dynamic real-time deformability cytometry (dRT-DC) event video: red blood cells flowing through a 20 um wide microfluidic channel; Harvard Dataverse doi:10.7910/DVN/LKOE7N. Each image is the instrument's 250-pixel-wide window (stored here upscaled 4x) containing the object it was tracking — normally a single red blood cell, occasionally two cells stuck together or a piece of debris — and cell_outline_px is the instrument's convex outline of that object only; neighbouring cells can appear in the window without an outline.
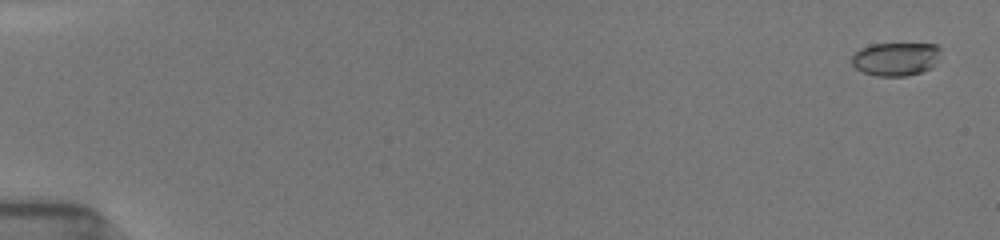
{"species": "common noctule bat (a hibernating species)", "species_latin": "Nyctalus noctula", "temperature_condition": "room temperature", "stored_images_in_passage": 69, "camera_frame_rate_fps": 3000, "um_per_image_px": 0.085, "animal": {"sex": "female", "body_mass_g": 19.5, "forearm_length_mm": 54.1}, "frame": {"image": 1, "passage_image": 1, "time_ms": 0.0, "image_size_px": [1000, 240], "cell_outline_px": [[940, 48], [932, 68], [908, 76], [876, 76], [864, 72], [856, 68], [852, 64], [852, 56], [860, 48], [872, 44], [936, 44]], "centroid_in_image_um": [76.11, 5.02], "position_along_channel_um": 8.9, "area_um2": 17.11}}
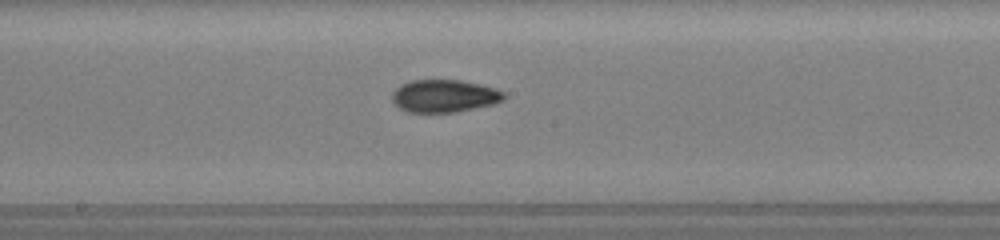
{"frame": {"image": 2, "passage_image": 41, "time_ms": 9.333, "image_size_px": [1000, 240], "cell_outline_px": [[508, 96], [504, 100], [492, 104], [456, 112], [408, 112], [400, 108], [392, 100], [392, 92], [400, 84], [412, 80], [460, 80], [480, 84], [496, 88], [504, 92]], "centroid_in_image_um": [37.78, 8.15], "position_along_channel_um": 210.4, "area_um2": 21.33}}
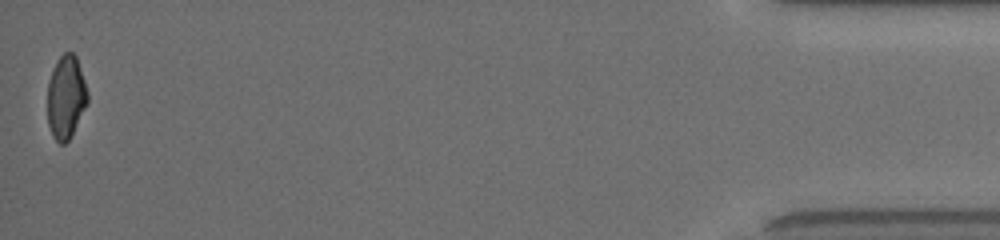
{"frame": {"image": 3, "passage_image": 69, "time_ms": 17.0, "image_size_px": [1000, 240], "cell_outline_px": [[88, 104], [68, 140], [64, 144], [60, 144], [52, 136], [48, 124], [48, 80], [52, 68], [56, 60], [64, 52], [72, 52], [76, 56], [88, 92]], "centroid_in_image_um": [5.6, 8.24], "position_along_channel_um": 429.6, "area_um2": 19.54}, "authors_computed_cell_mechanics": {"area_um2": 20.1722, "velocity_mm_per_s": 3.9659, "shape_relaxation_time_tau1_ms": 6.5879, "shape_relaxation_time_tau2_ms": 3.0838, "deformation_change_tau1": 0.1981, "deformation_change_tau2": 0.0694}}